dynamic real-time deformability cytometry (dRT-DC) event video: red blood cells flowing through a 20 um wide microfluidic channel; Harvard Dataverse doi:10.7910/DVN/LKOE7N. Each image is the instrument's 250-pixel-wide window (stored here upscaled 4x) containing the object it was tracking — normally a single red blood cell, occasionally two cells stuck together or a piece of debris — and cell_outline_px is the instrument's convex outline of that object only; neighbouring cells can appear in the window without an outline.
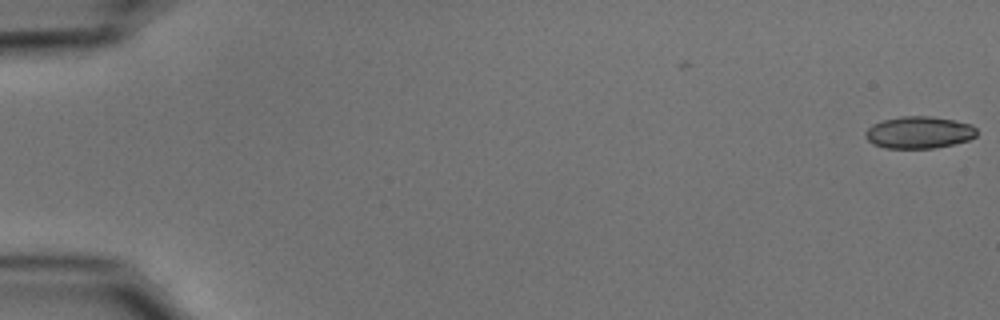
{"species": "common noctule bat (a hibernating species)", "species_latin": "Nyctalus noctula", "temperature_condition": "cold", "stored_images_in_passage": 3, "camera_frame_rate_fps": 3000, "um_per_image_px": 0.085, "animal": {"sex": "male", "body_mass_g": 15.6}, "frame": {"image": 1, "passage_image": 3, "time_ms": 0.667, "image_size_px": [1000, 320], "cell_outline_px": [[976, 136], [968, 140], [936, 148], [888, 148], [872, 144], [864, 136], [864, 132], [872, 124], [884, 120], [900, 116], [932, 116], [972, 124], [976, 128]], "centroid_in_image_um": [78.1, 11.25], "position_along_channel_um": 6.9, "area_um2": 20.81}}